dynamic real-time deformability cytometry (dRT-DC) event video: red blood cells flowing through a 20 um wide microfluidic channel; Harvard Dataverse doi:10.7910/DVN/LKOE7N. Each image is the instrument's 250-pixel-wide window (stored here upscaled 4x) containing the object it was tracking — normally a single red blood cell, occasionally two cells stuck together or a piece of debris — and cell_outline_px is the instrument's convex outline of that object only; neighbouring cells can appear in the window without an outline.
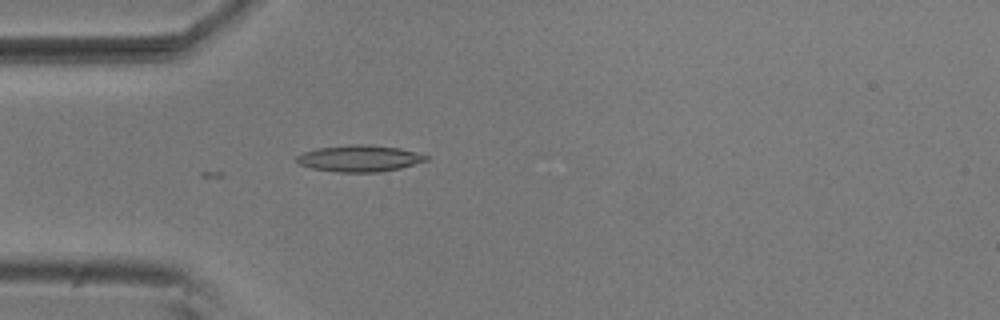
{"species": "common noctule bat (a hibernating species)", "species_latin": "Nyctalus noctula", "temperature_condition": "room temperature", "stored_images_in_passage": 3, "camera_frame_rate_fps": 3000, "um_per_image_px": 0.085, "animal": {"sex": "male", "body_mass_g": 20.5, "forearm_length_mm": 52.5}, "frame": {"image": 1, "passage_image": 3, "time_ms": 0.667, "image_size_px": [1000, 320], "cell_outline_px": [[428, 160], [400, 168], [380, 172], [336, 172], [312, 168], [300, 164], [296, 160], [296, 156], [304, 152], [316, 148], [348, 144], [372, 144], [400, 148], [428, 156]], "centroid_in_image_um": [30.54, 13.45], "position_along_channel_um": 54.5, "area_um2": 20.06}}